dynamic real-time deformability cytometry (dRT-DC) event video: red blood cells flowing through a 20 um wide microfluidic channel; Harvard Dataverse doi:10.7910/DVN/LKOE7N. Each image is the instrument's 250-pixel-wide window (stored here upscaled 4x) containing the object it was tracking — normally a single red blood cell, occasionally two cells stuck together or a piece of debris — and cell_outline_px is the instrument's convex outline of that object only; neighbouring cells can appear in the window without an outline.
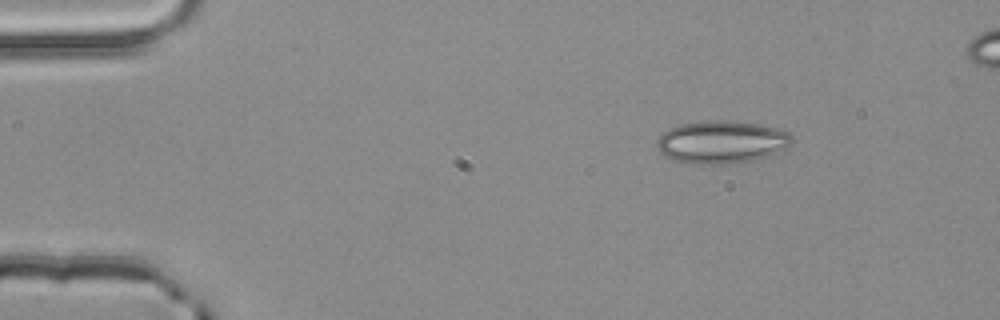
{"species": "common noctule bat (a hibernating species)", "species_latin": "Nyctalus noctula", "temperature_condition": "room temperature", "stored_images_in_passage": 3, "camera_frame_rate_fps": 3000, "um_per_image_px": 0.085, "animal": {"sex": "male", "body_mass_g": 20.4}, "frame": {"image": 1, "passage_image": 1, "time_ms": 0.0, "image_size_px": [1000, 320], "cell_outline_px": [[792, 144], [788, 148], [752, 160], [728, 164], [692, 164], [676, 160], [664, 156], [656, 148], [656, 140], [664, 132], [680, 124], [708, 120], [728, 120], [760, 124], [776, 128], [788, 132], [792, 136]], "centroid_in_image_um": [61.33, 12.07], "position_along_channel_um": 23.7, "area_um2": 33.64}}